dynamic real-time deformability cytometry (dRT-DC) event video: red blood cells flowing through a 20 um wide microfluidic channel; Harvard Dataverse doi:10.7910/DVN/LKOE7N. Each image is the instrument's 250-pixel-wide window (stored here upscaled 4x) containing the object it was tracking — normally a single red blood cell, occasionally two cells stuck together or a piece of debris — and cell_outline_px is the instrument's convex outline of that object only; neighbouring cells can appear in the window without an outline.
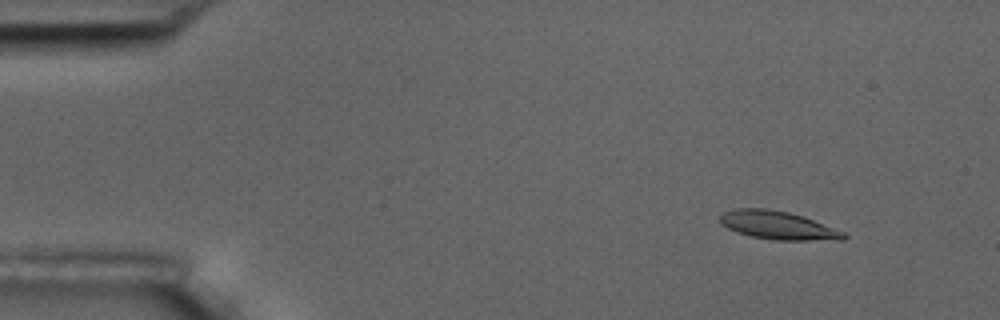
{"species": "common noctule bat (a hibernating species)", "species_latin": "Nyctalus noctula", "temperature_condition": "room temperature", "stored_images_in_passage": 5, "camera_frame_rate_fps": 3000, "um_per_image_px": 0.085, "animal": {"sex": "male", "body_mass_g": 17.5, "forearm_length_mm": 52.3}, "frame": {"image": 1, "passage_image": 1, "time_ms": 0.0, "image_size_px": [1000, 320], "cell_outline_px": [[848, 236], [844, 240], [776, 240], [752, 236], [736, 232], [720, 224], [720, 216], [724, 212], [736, 208], [764, 208], [788, 212], [812, 220], [844, 232]], "centroid_in_image_um": [66.1, 19.16], "position_along_channel_um": 18.9, "area_um2": 20.11}}
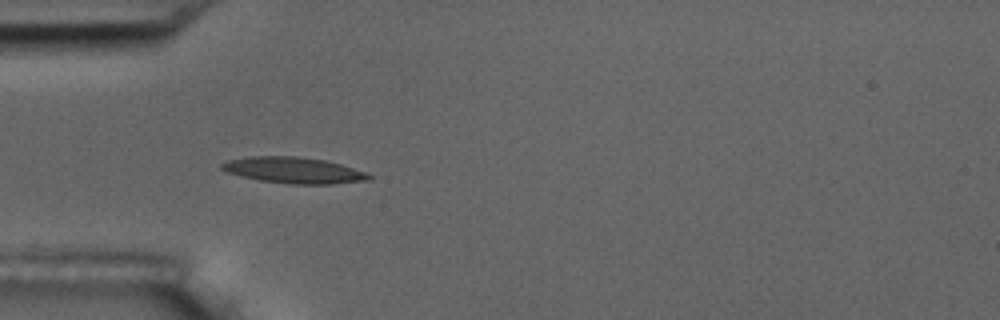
{"frame": {"image": 2, "passage_image": 4, "time_ms": 3.667, "image_size_px": [1000, 320], "cell_outline_px": [[372, 180], [332, 184], [288, 184], [260, 180], [240, 176], [224, 172], [220, 168], [220, 164], [228, 160], [248, 156], [300, 156], [324, 160], [340, 164], [368, 172], [372, 176]], "centroid_in_image_um": [24.96, 14.47], "position_along_channel_um": 60.0, "area_um2": 22.72}}